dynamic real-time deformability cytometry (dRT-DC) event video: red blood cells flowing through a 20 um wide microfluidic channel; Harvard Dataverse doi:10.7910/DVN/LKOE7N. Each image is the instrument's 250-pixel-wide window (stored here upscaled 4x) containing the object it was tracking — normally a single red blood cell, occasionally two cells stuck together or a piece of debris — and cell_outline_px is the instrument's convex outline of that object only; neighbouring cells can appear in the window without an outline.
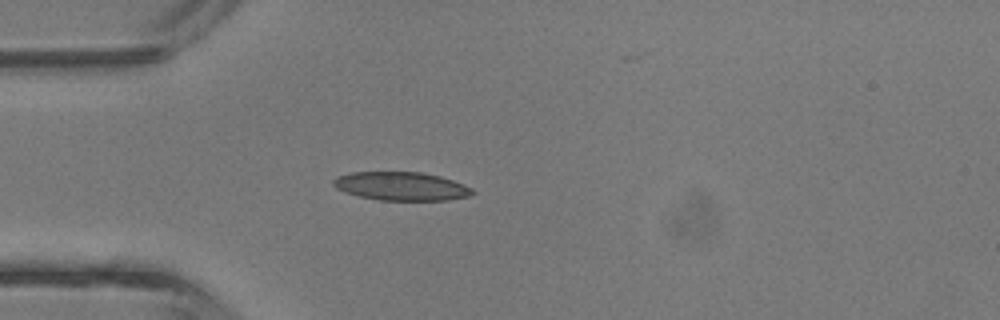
{"species": "common noctule bat (a hibernating species)", "species_latin": "Nyctalus noctula", "temperature_condition": "room temperature", "stored_images_in_passage": 41, "camera_frame_rate_fps": 3000, "um_per_image_px": 0.085, "animal": {"sex": "male", "body_mass_g": 13.3}, "frame": {"image": 1, "passage_image": 11, "time_ms": 3.333, "image_size_px": [1000, 320], "cell_outline_px": [[476, 192], [468, 196], [448, 200], [380, 200], [360, 196], [344, 192], [336, 188], [332, 184], [332, 180], [336, 176], [352, 172], [420, 172], [440, 176], [464, 184], [472, 188]], "centroid_in_image_um": [34.09, 15.82], "position_along_channel_um": 50.9, "area_um2": 23.12}}
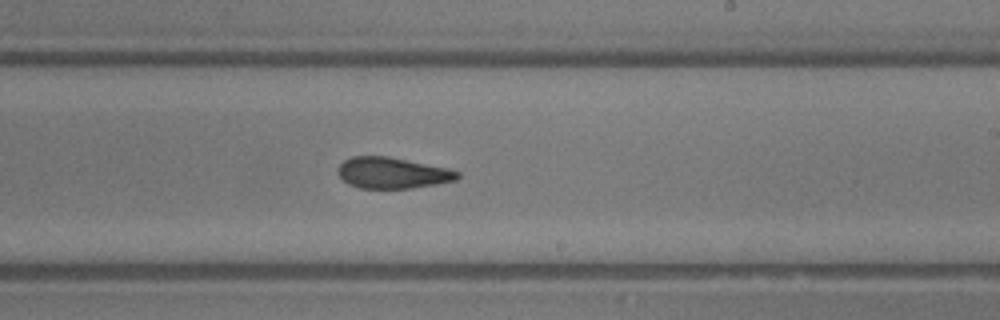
{"frame": {"image": 2, "passage_image": 24, "time_ms": 7.667, "image_size_px": [1000, 320], "cell_outline_px": [[460, 176], [456, 180], [436, 184], [412, 188], [360, 188], [348, 184], [336, 172], [336, 168], [344, 160], [352, 156], [388, 156], [448, 168], [460, 172]], "centroid_in_image_um": [33.34, 14.69], "position_along_channel_um": 255.7, "area_um2": 21.73}}
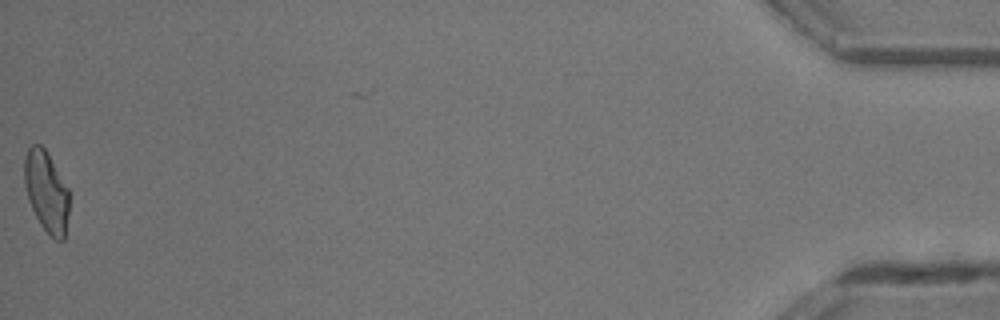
{"frame": {"image": 3, "passage_image": 41, "time_ms": 13.333, "image_size_px": [1000, 320], "cell_outline_px": [[68, 212], [64, 240], [56, 240], [40, 224], [28, 200], [24, 184], [24, 160], [28, 148], [32, 144], [40, 144], [44, 148], [68, 188]], "centroid_in_image_um": [3.92, 16.27], "position_along_channel_um": 431.3, "area_um2": 20.81}, "authors_computed_cell_mechanics": {"area_um2": 22.0218, "velocity_mm_per_s": 4.9573, "shape_relaxation_time_tau1_ms": 4.9365, "shape_relaxation_time_tau2_ms": 2.2676, "deformation_change_tau1": 0.1597, "deformation_change_tau2": 0.1059}}